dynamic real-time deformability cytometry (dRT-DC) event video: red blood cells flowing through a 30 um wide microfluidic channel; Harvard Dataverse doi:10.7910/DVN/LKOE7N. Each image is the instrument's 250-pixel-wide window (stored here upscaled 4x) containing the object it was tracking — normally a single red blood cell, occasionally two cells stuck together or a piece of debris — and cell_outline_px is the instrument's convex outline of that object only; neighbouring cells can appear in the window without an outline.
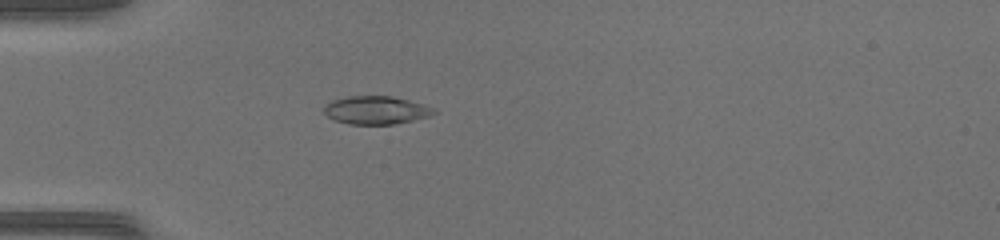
{"species": "common noctule bat (a hibernating species)", "species_latin": "Nyctalus noctula", "temperature_condition": "warm", "stored_images_in_passage": 44, "camera_frame_rate_fps": 3000, "um_per_image_px": 0.085, "animal": {"sex": "female", "body_mass_g": 17.0, "forearm_length_mm": 48.0}, "frame": {"image": 1, "passage_image": 10, "time_ms": 3.0, "image_size_px": [1000, 240], "cell_outline_px": [[440, 112], [428, 116], [412, 120], [392, 124], [348, 124], [336, 120], [328, 116], [324, 112], [324, 104], [332, 100], [348, 96], [392, 96], [424, 104], [436, 108]], "centroid_in_image_um": [31.99, 9.35], "position_along_channel_um": 53.0, "area_um2": 18.03}}
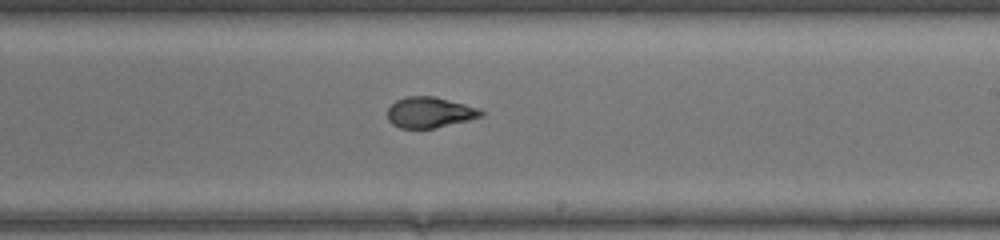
{"frame": {"image": 2, "passage_image": 25, "time_ms": 8.0, "image_size_px": [1000, 240], "cell_outline_px": [[484, 116], [468, 120], [432, 128], [400, 128], [392, 124], [388, 120], [388, 108], [396, 100], [408, 96], [432, 96], [480, 108], [484, 112]], "centroid_in_image_um": [36.52, 9.55], "position_along_channel_um": 252.5, "area_um2": 16.59}}
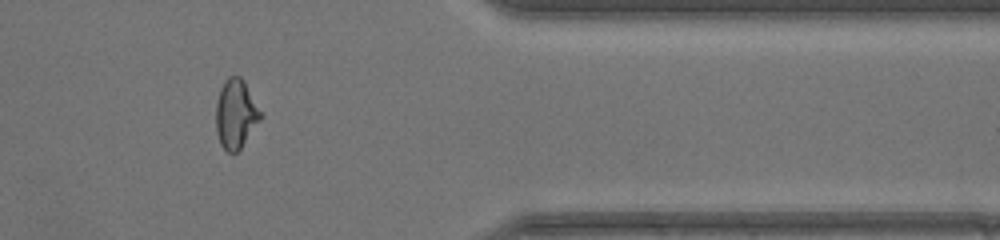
{"frame": {"image": 3, "passage_image": 36, "time_ms": 11.667, "image_size_px": [1000, 240], "cell_outline_px": [[264, 116], [240, 148], [236, 152], [228, 152], [220, 144], [216, 132], [216, 100], [220, 88], [224, 80], [228, 76], [240, 76], [244, 80]], "centroid_in_image_um": [20.04, 9.66], "position_along_channel_um": 391.4, "area_um2": 18.15}}